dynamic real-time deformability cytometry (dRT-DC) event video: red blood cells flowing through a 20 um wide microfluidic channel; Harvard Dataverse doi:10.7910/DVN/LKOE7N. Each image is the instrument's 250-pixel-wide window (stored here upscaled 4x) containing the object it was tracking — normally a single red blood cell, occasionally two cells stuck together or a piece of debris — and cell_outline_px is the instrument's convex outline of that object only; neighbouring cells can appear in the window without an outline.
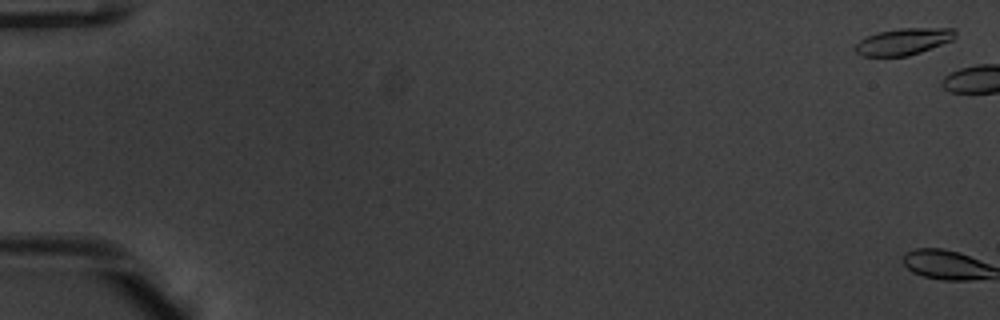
{"species": "common noctule bat (a hibernating species)", "species_latin": "Nyctalus noctula", "temperature_condition": "warm", "stored_images_in_passage": 3, "camera_frame_rate_fps": 3000, "um_per_image_px": 0.085, "animal": {"sex": "male", "body_mass_g": 20.1, "forearm_length_mm": 53.5}, "frame": {"image": 1, "passage_image": 2, "time_ms": 0.333, "image_size_px": [1000, 320], "cell_outline_px": [[956, 36], [952, 40], [920, 52], [908, 56], [864, 56], [856, 52], [852, 48], [860, 40], [876, 32], [900, 28], [956, 28]], "centroid_in_image_um": [76.79, 3.52], "position_along_channel_um": 8.2, "area_um2": 15.55}}